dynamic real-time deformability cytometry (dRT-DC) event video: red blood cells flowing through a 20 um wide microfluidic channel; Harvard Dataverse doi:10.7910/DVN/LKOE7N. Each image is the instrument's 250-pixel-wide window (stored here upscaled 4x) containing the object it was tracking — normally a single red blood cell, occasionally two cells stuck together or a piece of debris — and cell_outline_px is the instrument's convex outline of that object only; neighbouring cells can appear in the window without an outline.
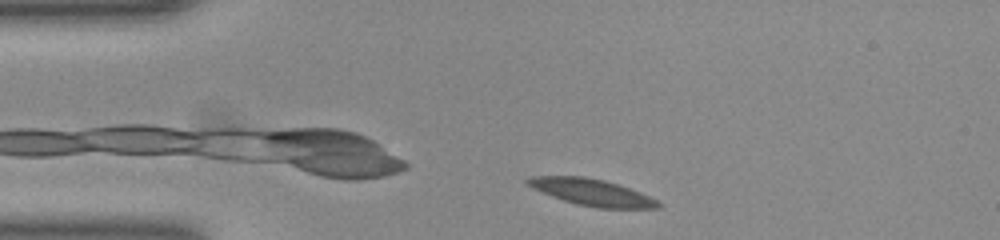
{"species": "common noctule bat (a hibernating species)", "species_latin": "Nyctalus noctula", "temperature_condition": "room temperature", "stored_images_in_passage": 44, "camera_frame_rate_fps": 3000, "um_per_image_px": 0.085, "animal": {"sex": "female", "body_mass_g": 23.0, "forearm_length_mm": 53.4}, "frame": {"image": 1, "passage_image": 2, "time_ms": 0.333, "image_size_px": [1000, 240], "cell_outline_px": [[664, 204], [660, 208], [596, 208], [576, 204], [552, 196], [532, 188], [524, 184], [524, 180], [532, 176], [584, 176], [604, 180], [640, 192]], "centroid_in_image_um": [50.28, 16.34], "position_along_channel_um": 34.7, "area_um2": 20.23}}
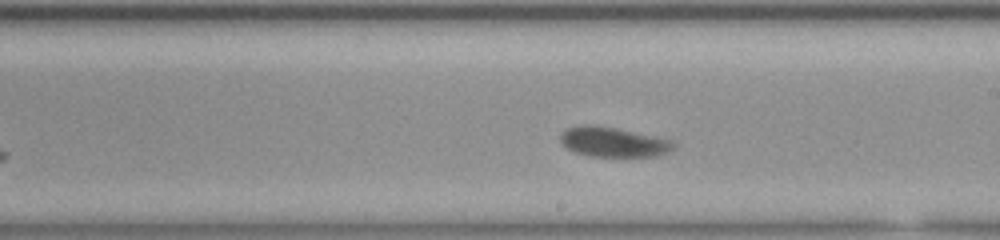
{"frame": {"image": 2, "passage_image": 21, "time_ms": 6.667, "image_size_px": [1000, 240], "cell_outline_px": [[676, 144], [672, 148], [656, 156], [588, 156], [576, 152], [560, 144], [560, 132], [568, 128], [596, 124], [672, 140]], "centroid_in_image_um": [52.07, 12.07], "position_along_channel_um": 236.9, "area_um2": 19.31}}
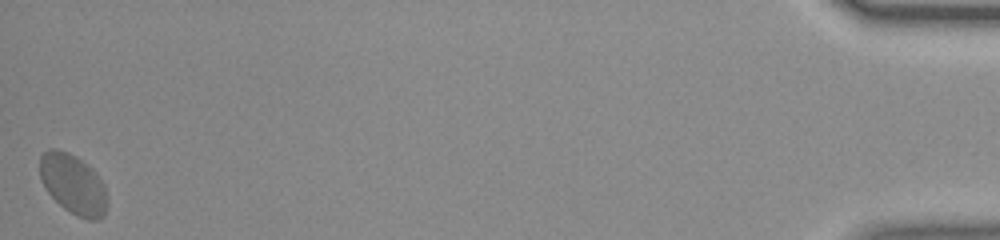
{"frame": {"image": 3, "passage_image": 44, "time_ms": 14.333, "image_size_px": [1000, 240], "cell_outline_px": [[108, 204], [104, 216], [100, 220], [88, 220], [76, 216], [64, 208], [48, 192], [40, 180], [40, 156], [48, 148], [56, 148], [68, 152], [76, 156], [92, 168], [96, 172], [104, 184], [108, 196]], "centroid_in_image_um": [6.25, 15.66], "position_along_channel_um": 428.9, "area_um2": 23.93}, "authors_computed_cell_mechanics": {"area_um2": 20.2878, "velocity_mm_per_s": 3.8095, "shape_relaxation_time_tau1_ms": 3.0548, "shape_relaxation_time_tau2_ms": null, "deformation_change_tau1": 0.1272, "deformation_change_tau2": null}}